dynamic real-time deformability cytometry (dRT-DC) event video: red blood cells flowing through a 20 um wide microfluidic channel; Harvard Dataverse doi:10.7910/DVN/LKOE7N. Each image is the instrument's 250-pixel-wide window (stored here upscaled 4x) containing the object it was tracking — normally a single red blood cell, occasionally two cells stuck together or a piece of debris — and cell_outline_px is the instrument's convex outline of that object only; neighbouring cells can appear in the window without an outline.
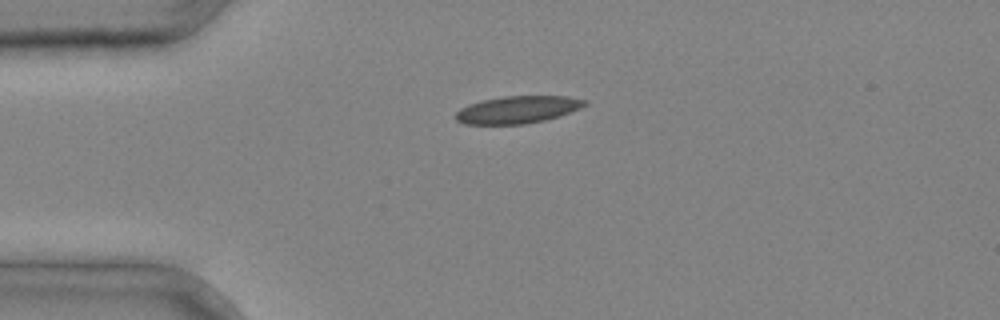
{"species": "common noctule bat (a hibernating species)", "species_latin": "Nyctalus noctula", "temperature_condition": "cold", "stored_images_in_passage": 2, "camera_frame_rate_fps": 3000, "um_per_image_px": 0.085, "animal": {"sex": "male", "body_mass_g": 20.4}, "frame": {"image": 1, "passage_image": 2, "time_ms": 0.333, "image_size_px": [1000, 320], "cell_outline_px": [[588, 104], [580, 108], [560, 116], [544, 120], [524, 124], [464, 124], [456, 120], [456, 112], [460, 108], [468, 104], [480, 100], [504, 96], [568, 96], [588, 100]], "centroid_in_image_um": [44.01, 9.31], "position_along_channel_um": 41.0, "area_um2": 20.69}}